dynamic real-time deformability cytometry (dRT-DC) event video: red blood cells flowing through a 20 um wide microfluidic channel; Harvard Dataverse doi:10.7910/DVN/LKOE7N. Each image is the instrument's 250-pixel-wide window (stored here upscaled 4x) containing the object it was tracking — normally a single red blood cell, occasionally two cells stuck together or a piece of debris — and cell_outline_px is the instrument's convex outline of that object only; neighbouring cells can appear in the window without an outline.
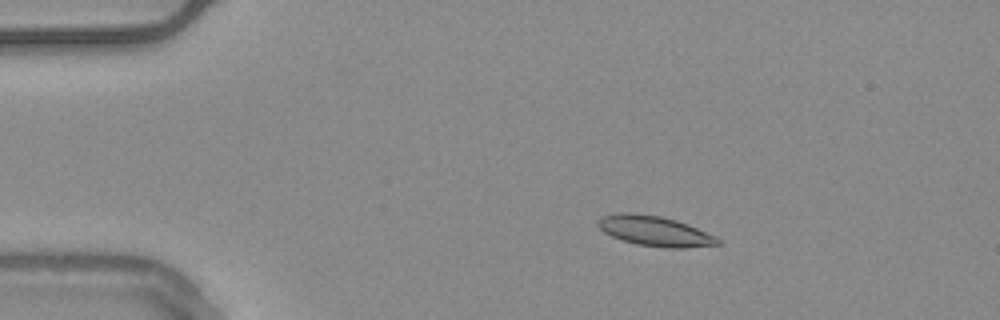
{"species": "common noctule bat (a hibernating species)", "species_latin": "Nyctalus noctula", "temperature_condition": "warm", "stored_images_in_passage": 55, "camera_frame_rate_fps": 3000, "um_per_image_px": 0.085, "animal": {"sex": "male", "body_mass_g": 20.4}, "frame": {"image": 1, "passage_image": 10, "time_ms": 3.0, "image_size_px": [1000, 320], "cell_outline_px": [[720, 244], [684, 248], [664, 248], [636, 244], [612, 236], [604, 232], [596, 224], [596, 220], [604, 216], [620, 212], [628, 212], [660, 216], [676, 220], [688, 224], [716, 236], [720, 240]], "centroid_in_image_um": [55.66, 19.64], "position_along_channel_um": 29.3, "area_um2": 20.98}}
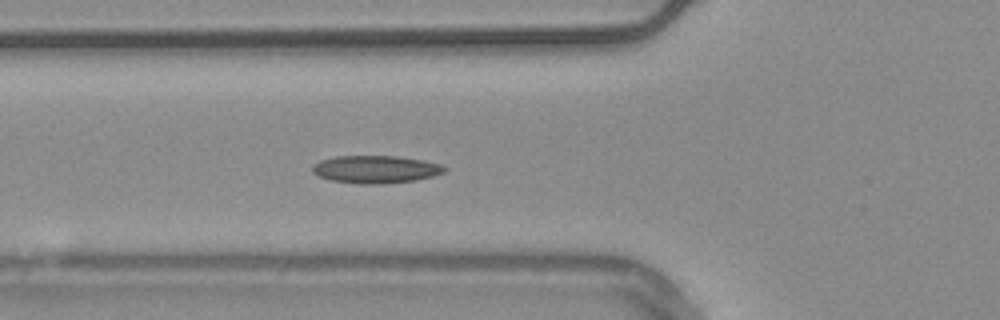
{"frame": {"image": 2, "passage_image": 20, "time_ms": 6.333, "image_size_px": [1000, 320], "cell_outline_px": [[448, 168], [444, 172], [432, 176], [416, 180], [380, 184], [356, 184], [332, 180], [320, 176], [312, 172], [312, 164], [320, 160], [336, 156], [396, 156], [420, 160], [440, 164]], "centroid_in_image_um": [31.9, 14.39], "position_along_channel_um": 93.9, "area_um2": 21.21}}
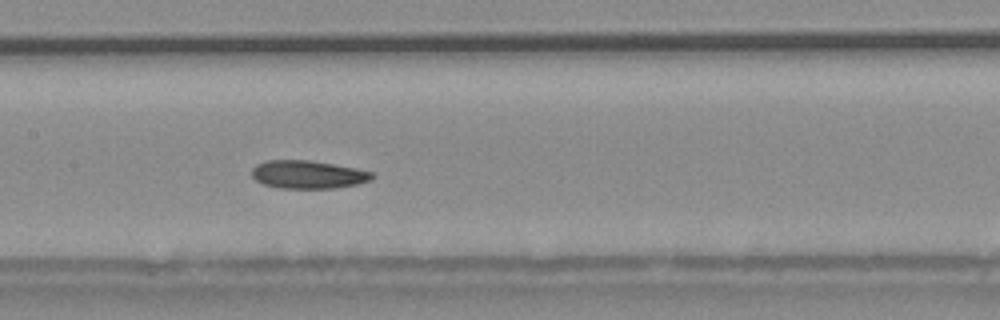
{"frame": {"image": 3, "passage_image": 27, "time_ms": 8.667, "image_size_px": [1000, 320], "cell_outline_px": [[372, 180], [356, 184], [336, 188], [280, 188], [264, 184], [256, 180], [252, 176], [252, 168], [256, 164], [264, 160], [308, 160], [356, 168], [372, 172]], "centroid_in_image_um": [26.15, 14.83], "position_along_channel_um": 181.3, "area_um2": 19.59}, "authors_computed_cell_mechanics": {"area_um2": 19.941, "velocity_mm_per_s": 3.7207, "shape_relaxation_time_tau1_ms": null, "shape_relaxation_time_tau2_ms": 7.4298, "deformation_change_tau1": null, "deformation_change_tau2": 0.1366}}